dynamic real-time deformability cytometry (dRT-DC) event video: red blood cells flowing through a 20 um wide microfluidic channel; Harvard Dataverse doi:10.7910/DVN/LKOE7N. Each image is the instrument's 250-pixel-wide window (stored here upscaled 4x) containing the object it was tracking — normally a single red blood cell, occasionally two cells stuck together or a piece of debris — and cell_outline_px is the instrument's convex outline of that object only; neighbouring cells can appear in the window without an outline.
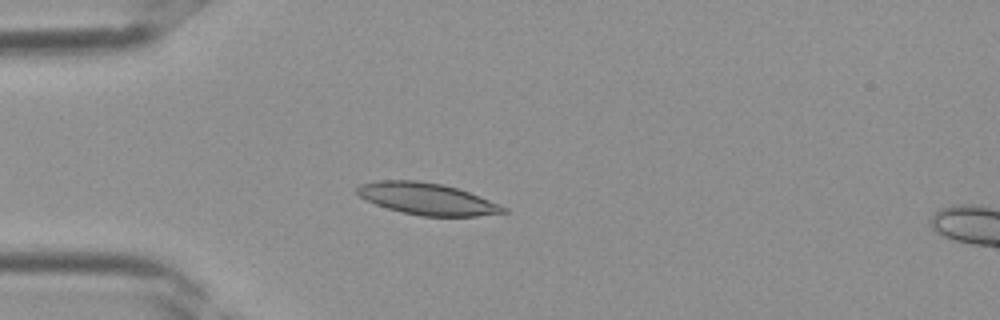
{"species": "Egyptian fruit bat (a non-hibernating species)", "species_latin": "Rousettus aegyptiacus", "temperature_condition": "room temperature", "stored_images_in_passage": 33, "camera_frame_rate_fps": 3000, "um_per_image_px": 0.085, "frame": {"image": 1, "passage_image": 6, "time_ms": 1.667, "image_size_px": [1000, 320], "cell_outline_px": [[508, 212], [476, 216], [424, 216], [400, 212], [376, 204], [360, 196], [356, 192], [356, 188], [360, 184], [380, 180], [416, 180], [444, 184], [468, 192], [508, 208]], "centroid_in_image_um": [36.29, 16.9], "position_along_channel_um": 48.7, "area_um2": 26.82}}
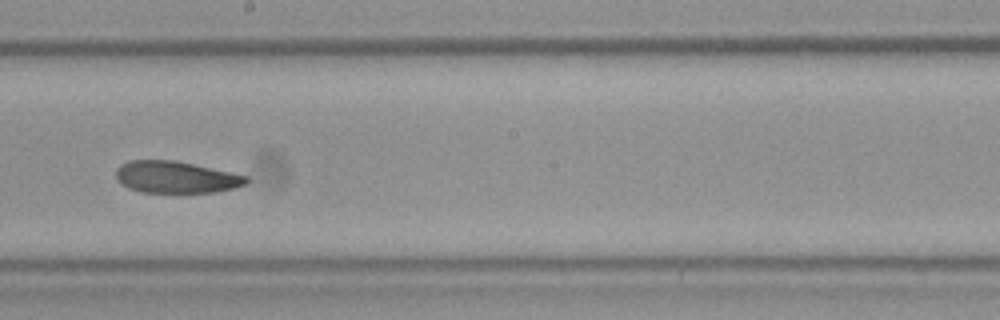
{"frame": {"image": 2, "passage_image": 17, "time_ms": 5.333, "image_size_px": [1000, 320], "cell_outline_px": [[248, 180], [244, 184], [232, 188], [216, 192], [140, 192], [128, 188], [116, 180], [116, 168], [120, 164], [128, 160], [176, 160], [248, 176]], "centroid_in_image_um": [14.89, 15.05], "position_along_channel_um": 233.3, "area_um2": 24.16}}
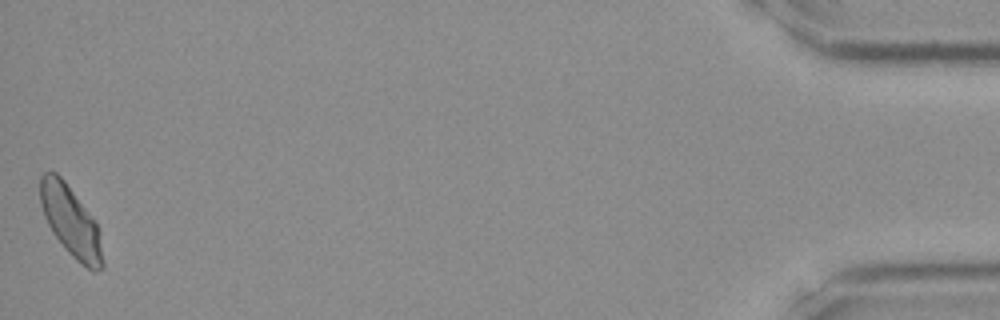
{"frame": {"image": 3, "passage_image": 33, "time_ms": 10.667, "image_size_px": [1000, 320], "cell_outline_px": [[104, 268], [96, 272], [92, 272], [76, 260], [64, 248], [52, 232], [44, 216], [40, 204], [40, 176], [44, 172], [56, 172], [64, 180], [96, 220], [104, 264]], "centroid_in_image_um": [6.02, 18.83], "position_along_channel_um": 429.2, "area_um2": 25.72}}